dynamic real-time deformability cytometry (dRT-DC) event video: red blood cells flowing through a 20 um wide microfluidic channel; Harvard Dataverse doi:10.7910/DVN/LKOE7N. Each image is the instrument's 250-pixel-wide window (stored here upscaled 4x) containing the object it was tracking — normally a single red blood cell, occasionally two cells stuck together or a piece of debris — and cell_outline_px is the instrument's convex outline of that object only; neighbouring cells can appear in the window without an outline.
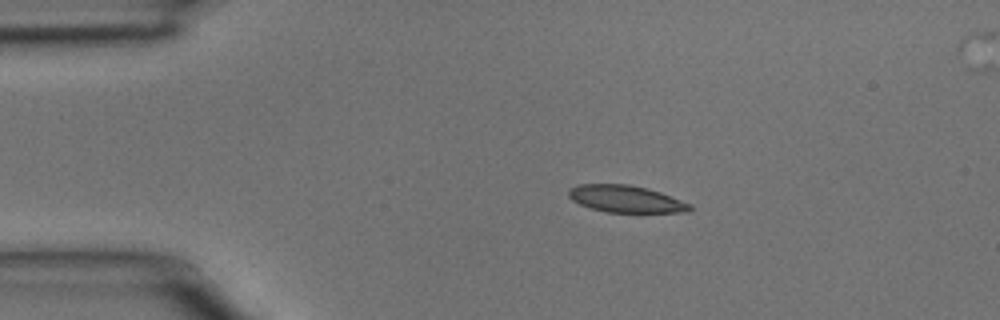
{"species": "common noctule bat (a hibernating species)", "species_latin": "Nyctalus noctula", "temperature_condition": "room temperature", "stored_images_in_passage": 4, "segment_of_instrument_passage": [1, 2], "camera_frame_rate_fps": 3000, "um_per_image_px": 0.085, "animal": {"sex": "male", "body_mass_g": 15.6}, "frame": {"image": 1, "passage_image": 2, "time_ms": 0.333, "image_size_px": [1000, 320], "cell_outline_px": [[692, 208], [688, 212], [604, 212], [588, 208], [572, 200], [568, 196], [568, 188], [580, 184], [628, 184], [648, 188], [660, 192], [692, 204]], "centroid_in_image_um": [53.17, 16.91], "position_along_channel_um": 31.8, "area_um2": 19.25}}